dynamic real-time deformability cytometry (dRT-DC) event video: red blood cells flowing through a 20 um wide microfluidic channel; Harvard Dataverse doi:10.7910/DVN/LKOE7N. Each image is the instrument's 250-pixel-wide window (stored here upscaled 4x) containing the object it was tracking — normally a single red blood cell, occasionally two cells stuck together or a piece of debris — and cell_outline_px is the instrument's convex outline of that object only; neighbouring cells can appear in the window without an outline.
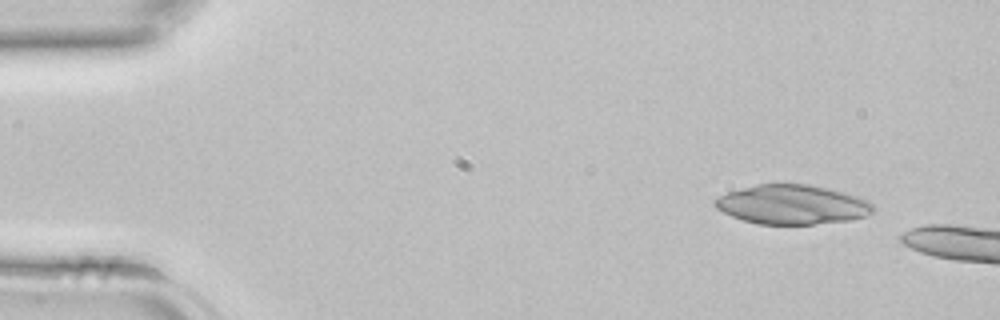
{"species": "common noctule bat (a hibernating species)", "species_latin": "Nyctalus noctula", "temperature_condition": "room temperature", "stored_images_in_passage": 8, "camera_frame_rate_fps": 3000, "um_per_image_px": 0.085, "animal": {"sex": "female", "body_mass_g": 22.7, "forearm_length_mm": 54.2}, "frame": {"image": 1, "passage_image": 4, "time_ms": 1.0, "image_size_px": [1000, 320], "cell_outline_px": [[876, 212], [868, 216], [848, 220], [812, 224], [756, 224], [732, 216], [716, 208], [712, 204], [712, 200], [716, 196], [728, 192], [756, 184], [808, 184], [828, 188], [844, 192], [868, 200], [876, 208]], "centroid_in_image_um": [67.34, 17.39], "position_along_channel_um": 17.7, "area_um2": 36.53}}